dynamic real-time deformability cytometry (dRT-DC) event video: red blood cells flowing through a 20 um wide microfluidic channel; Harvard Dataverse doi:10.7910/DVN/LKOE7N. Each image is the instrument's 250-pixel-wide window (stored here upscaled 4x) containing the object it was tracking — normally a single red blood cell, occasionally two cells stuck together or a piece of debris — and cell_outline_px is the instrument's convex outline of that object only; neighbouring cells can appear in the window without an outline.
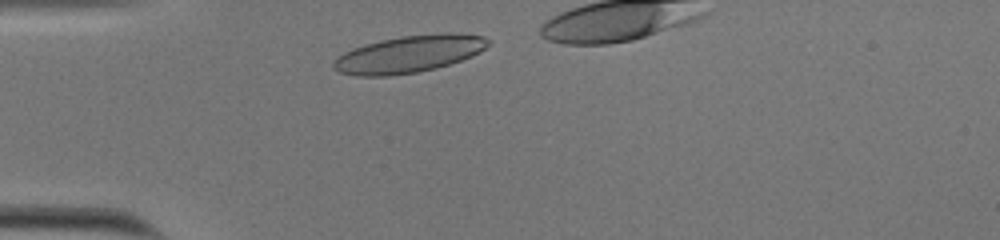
{"species": "human", "species_latin": "Homo sapiens", "temperature_condition": "cold", "stored_images_in_passage": 18, "camera_frame_rate_fps": 3000, "um_per_image_px": 0.085, "donor": {"sex": "male"}, "frame": {"image": 1, "passage_image": 2, "time_ms": 0.333, "image_size_px": [1000, 240], "cell_outline_px": [[488, 44], [480, 52], [472, 56], [436, 68], [416, 72], [388, 76], [360, 76], [340, 72], [332, 68], [332, 64], [344, 52], [364, 44], [380, 40], [400, 36], [444, 32], [448, 32], [484, 36], [488, 40]], "centroid_in_image_um": [34.76, 4.58], "position_along_channel_um": 50.2, "area_um2": 33.23}}
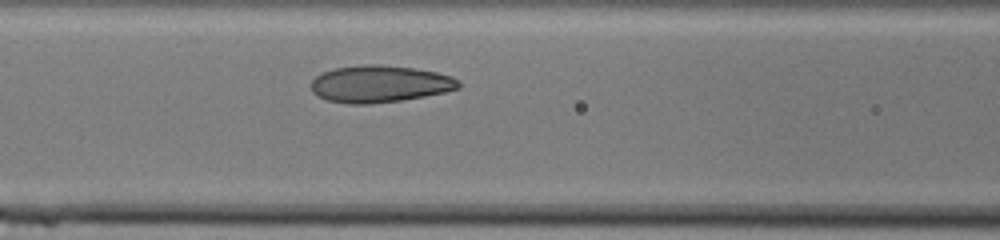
{"frame": {"image": 2, "passage_image": 10, "time_ms": 3.0, "image_size_px": [1000, 240], "cell_outline_px": [[460, 88], [444, 92], [424, 96], [400, 100], [368, 104], [348, 104], [328, 100], [316, 96], [312, 92], [312, 80], [320, 72], [332, 68], [364, 64], [376, 64], [416, 68], [436, 72], [452, 76], [460, 84]], "centroid_in_image_um": [32.23, 7.12], "position_along_channel_um": 134.4, "area_um2": 31.91}}
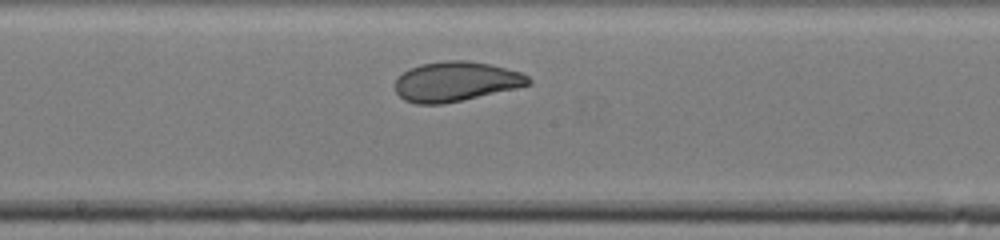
{"frame": {"image": 3, "passage_image": 16, "time_ms": 5.0, "image_size_px": [1000, 240], "cell_outline_px": [[532, 84], [444, 104], [416, 104], [404, 100], [396, 92], [396, 80], [408, 68], [420, 64], [444, 60], [464, 60], [492, 64], [520, 72], [528, 76], [532, 80]], "centroid_in_image_um": [38.74, 6.92], "position_along_channel_um": 209.5, "area_um2": 30.81}}